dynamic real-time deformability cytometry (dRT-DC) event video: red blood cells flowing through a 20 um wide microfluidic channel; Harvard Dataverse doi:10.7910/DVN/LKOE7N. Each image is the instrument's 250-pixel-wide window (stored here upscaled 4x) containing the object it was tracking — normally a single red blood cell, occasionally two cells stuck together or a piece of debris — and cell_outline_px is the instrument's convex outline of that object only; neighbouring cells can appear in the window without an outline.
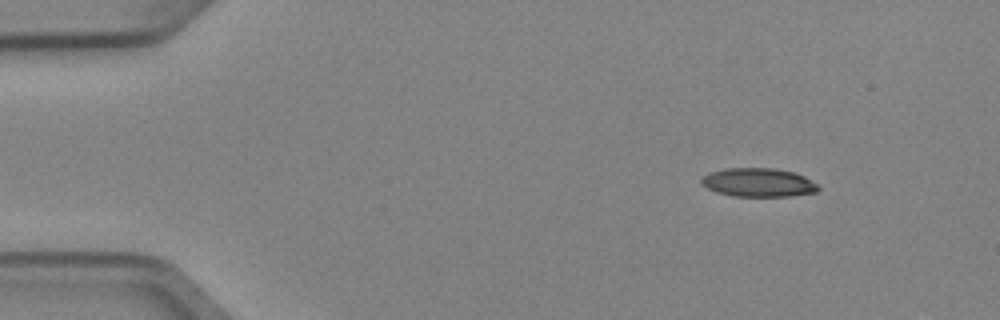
{"species": "Egyptian fruit bat (a non-hibernating species)", "species_latin": "Rousettus aegyptiacus", "temperature_condition": "cold", "stored_images_in_passage": 5, "camera_frame_rate_fps": 3000, "um_per_image_px": 0.085, "animal": {"sex": "female"}, "frame": {"image": 1, "passage_image": 1, "time_ms": 0.0, "image_size_px": [1000, 320], "cell_outline_px": [[820, 188], [816, 192], [788, 196], [732, 196], [716, 192], [700, 184], [700, 180], [704, 176], [712, 172], [728, 168], [772, 168], [792, 172], [804, 176], [816, 184]], "centroid_in_image_um": [64.44, 15.52], "position_along_channel_um": 20.6, "area_um2": 19.31}}
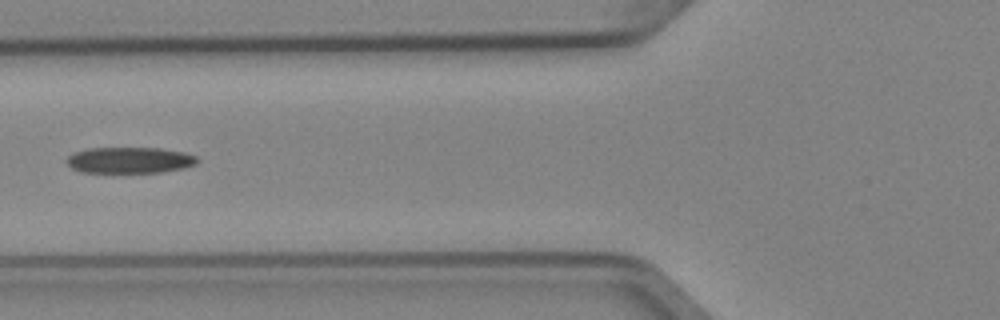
{"frame": {"image": 2, "passage_image": 4, "time_ms": 1.0, "image_size_px": [1000, 320], "cell_outline_px": [[200, 160], [196, 164], [184, 168], [160, 172], [80, 172], [72, 168], [64, 160], [68, 156], [76, 152], [88, 148], [160, 148], [184, 152], [196, 156]], "centroid_in_image_um": [11.03, 13.61], "position_along_channel_um": 114.8, "area_um2": 19.88}}
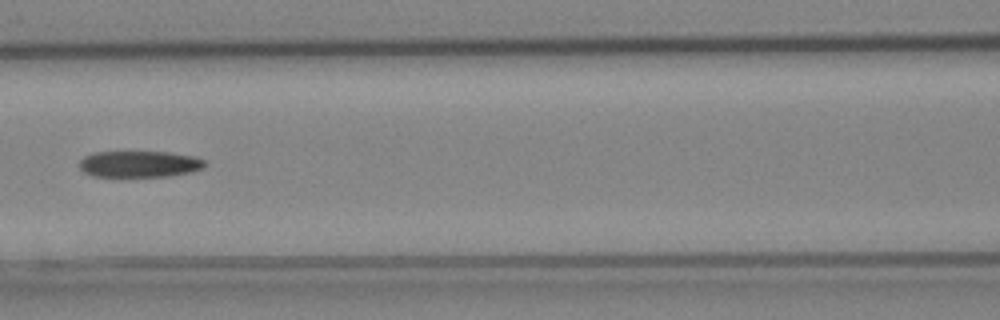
{"frame": {"image": 3, "passage_image": 5, "time_ms": 1.333, "image_size_px": [1000, 320], "cell_outline_px": [[208, 164], [204, 168], [192, 172], [168, 176], [92, 176], [84, 172], [80, 168], [80, 160], [84, 156], [96, 152], [168, 152], [196, 156], [204, 160]], "centroid_in_image_um": [11.9, 13.94], "position_along_channel_um": 154.7, "area_um2": 19.36}}